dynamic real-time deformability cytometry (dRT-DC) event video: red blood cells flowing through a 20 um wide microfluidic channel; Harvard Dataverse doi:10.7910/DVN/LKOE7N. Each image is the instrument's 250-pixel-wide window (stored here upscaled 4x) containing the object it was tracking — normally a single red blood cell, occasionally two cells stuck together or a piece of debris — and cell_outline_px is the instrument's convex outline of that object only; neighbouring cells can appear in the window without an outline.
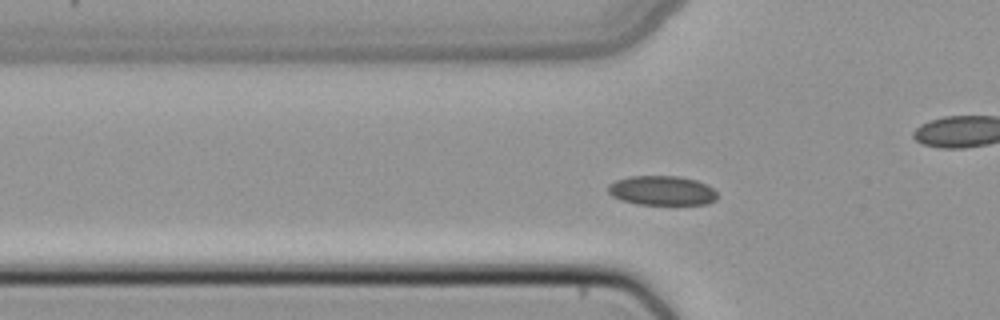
{"species": "common noctule bat (a hibernating species)", "species_latin": "Nyctalus noctula", "temperature_condition": "cold", "stored_images_in_passage": 48, "camera_frame_rate_fps": 3000, "um_per_image_px": 0.085, "animal": {"sex": "female", "body_mass_g": 22.7, "forearm_length_mm": 54.2}, "frame": {"image": 1, "passage_image": 14, "time_ms": 4.333, "image_size_px": [1000, 320], "cell_outline_px": [[716, 200], [708, 204], [636, 204], [620, 200], [612, 196], [608, 192], [608, 184], [616, 180], [628, 176], [676, 176], [696, 180], [712, 188], [716, 192]], "centroid_in_image_um": [56.22, 16.2], "position_along_channel_um": 69.6, "area_um2": 18.73}}
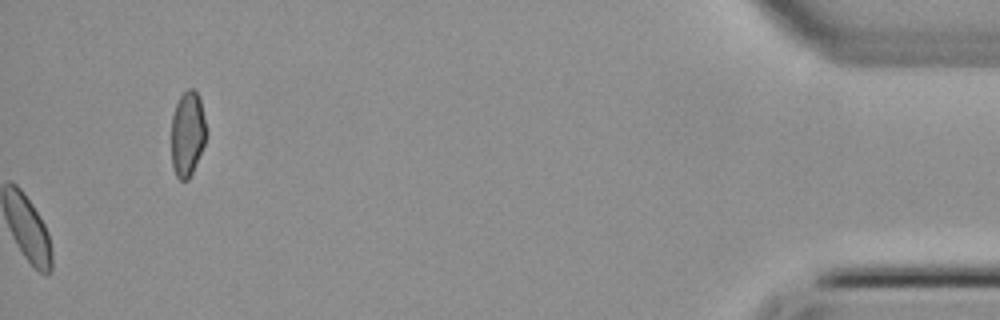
{"frame": {"image": 2, "passage_image": 48, "time_ms": 15.667, "image_size_px": [1000, 320], "cell_outline_px": [[208, 136], [192, 172], [188, 180], [180, 180], [176, 176], [172, 168], [172, 116], [176, 104], [180, 96], [188, 88], [192, 88], [200, 96], [208, 132]], "centroid_in_image_um": [15.96, 11.35], "position_along_channel_um": 419.2, "area_um2": 17.57}}